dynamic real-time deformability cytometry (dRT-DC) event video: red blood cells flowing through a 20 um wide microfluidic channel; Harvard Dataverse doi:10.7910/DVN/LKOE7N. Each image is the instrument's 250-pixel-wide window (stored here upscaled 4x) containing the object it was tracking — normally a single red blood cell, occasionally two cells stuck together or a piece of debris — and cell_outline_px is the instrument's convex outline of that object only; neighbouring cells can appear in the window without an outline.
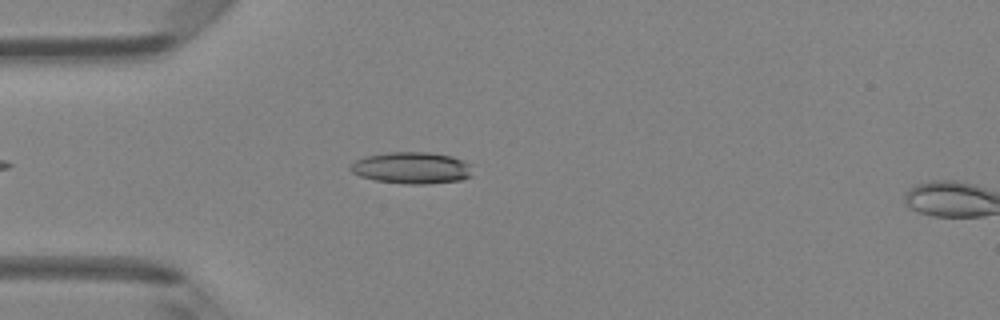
{"species": "Egyptian fruit bat (a non-hibernating species)", "species_latin": "Rousettus aegyptiacus", "temperature_condition": "room temperature", "stored_images_in_passage": 4, "camera_frame_rate_fps": 3000, "um_per_image_px": 0.085, "animal": {"sex": "female"}, "frame": {"image": 1, "passage_image": 3, "time_ms": 0.667, "image_size_px": [1000, 320], "cell_outline_px": [[472, 176], [460, 180], [428, 184], [408, 184], [376, 180], [360, 176], [352, 172], [348, 168], [356, 160], [364, 156], [388, 152], [428, 152], [452, 156], [468, 164]], "centroid_in_image_um": [34.96, 14.27], "position_along_channel_um": 50.0, "area_um2": 22.37}}